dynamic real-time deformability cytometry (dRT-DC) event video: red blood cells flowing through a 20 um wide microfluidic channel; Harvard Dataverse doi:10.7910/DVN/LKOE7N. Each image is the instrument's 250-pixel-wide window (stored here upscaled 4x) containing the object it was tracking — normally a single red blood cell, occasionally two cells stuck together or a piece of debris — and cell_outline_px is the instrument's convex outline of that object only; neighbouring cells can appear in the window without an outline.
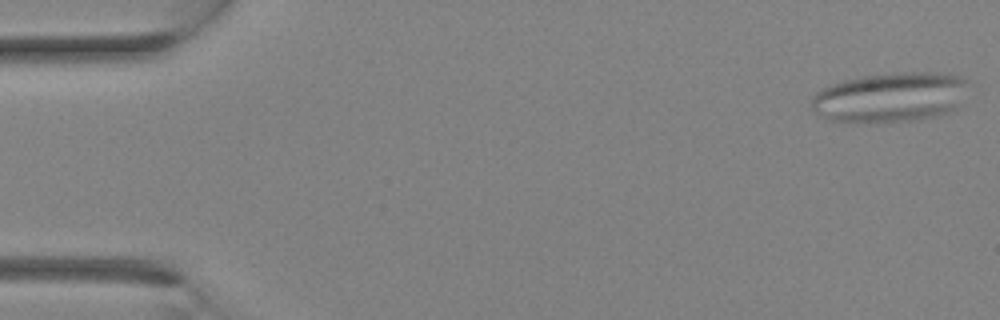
{"species": "Egyptian fruit bat (a non-hibernating species)", "species_latin": "Rousettus aegyptiacus", "temperature_condition": "room temperature", "stored_images_in_passage": 11, "camera_frame_rate_fps": 3000, "um_per_image_px": 0.085, "animal": {"sex": "female"}, "frame": {"image": 1, "passage_image": 1, "time_ms": 0.0, "image_size_px": [1000, 320], "cell_outline_px": [[968, 80], [956, 108], [948, 112], [936, 116], [920, 120], [828, 120], [820, 116], [812, 108], [812, 96], [820, 88], [844, 80], [864, 76], [912, 72], [936, 72], [964, 76]], "centroid_in_image_um": [75.68, 8.23], "position_along_channel_um": 9.3, "area_um2": 44.56}}
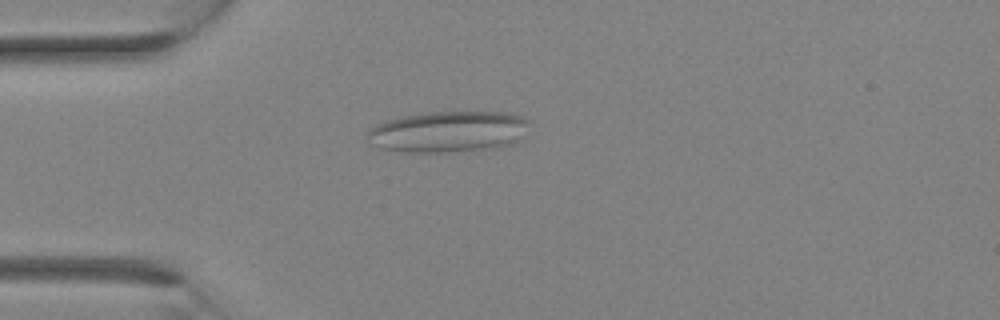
{"frame": {"image": 2, "passage_image": 8, "time_ms": 2.333, "image_size_px": [1000, 320], "cell_outline_px": [[528, 120], [524, 140], [500, 148], [476, 152], [404, 152], [380, 148], [368, 144], [364, 132], [376, 124], [388, 120], [404, 116], [428, 112], [504, 112], [524, 116]], "centroid_in_image_um": [38.13, 11.22], "position_along_channel_um": 46.9, "area_um2": 40.0}}